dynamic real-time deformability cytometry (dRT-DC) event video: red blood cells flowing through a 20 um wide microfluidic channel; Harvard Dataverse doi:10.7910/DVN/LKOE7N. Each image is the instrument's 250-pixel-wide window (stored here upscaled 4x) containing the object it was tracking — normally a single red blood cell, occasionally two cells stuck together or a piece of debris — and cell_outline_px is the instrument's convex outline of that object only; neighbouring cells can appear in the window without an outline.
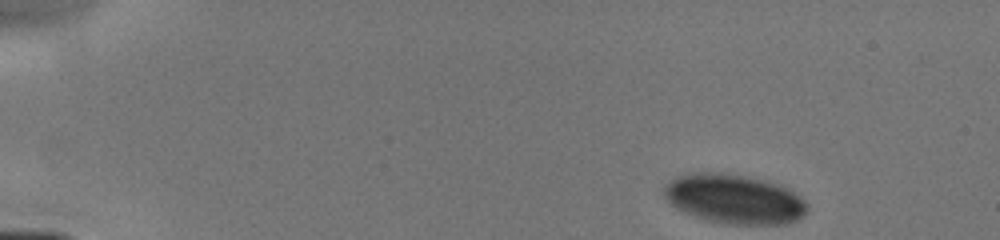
{"species": "human", "species_latin": "Homo sapiens", "temperature_condition": "cold", "stored_images_in_passage": 11, "camera_frame_rate_fps": 3000, "um_per_image_px": 0.085, "donor": {"sex": "male"}, "frame": {"image": 1, "passage_image": 1, "time_ms": 0.0, "image_size_px": [1000, 240], "cell_outline_px": [[808, 212], [804, 216], [796, 220], [784, 224], [732, 224], [704, 220], [684, 212], [676, 208], [664, 196], [664, 184], [668, 180], [692, 172], [724, 172], [768, 180], [780, 184], [800, 196], [808, 204]], "centroid_in_image_um": [62.42, 16.9], "position_along_channel_um": 22.6, "area_um2": 41.67}}
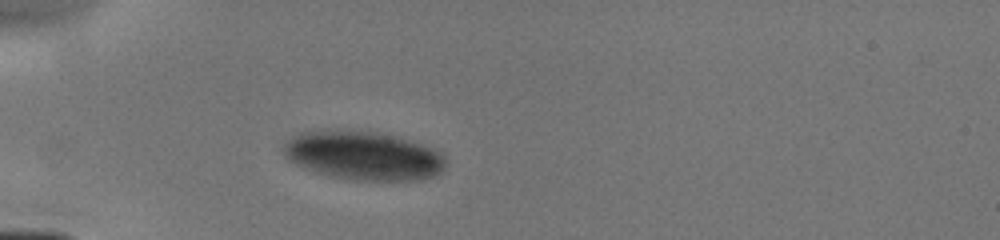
{"frame": {"image": 2, "passage_image": 8, "time_ms": 3.0, "image_size_px": [1000, 240], "cell_outline_px": [[444, 168], [440, 172], [432, 176], [420, 180], [348, 180], [328, 176], [304, 168], [288, 160], [284, 156], [284, 144], [292, 136], [300, 132], [320, 128], [340, 128], [372, 132], [392, 136], [424, 144], [436, 148], [444, 156]], "centroid_in_image_um": [30.83, 13.2], "position_along_channel_um": 54.2, "area_um2": 46.76}}